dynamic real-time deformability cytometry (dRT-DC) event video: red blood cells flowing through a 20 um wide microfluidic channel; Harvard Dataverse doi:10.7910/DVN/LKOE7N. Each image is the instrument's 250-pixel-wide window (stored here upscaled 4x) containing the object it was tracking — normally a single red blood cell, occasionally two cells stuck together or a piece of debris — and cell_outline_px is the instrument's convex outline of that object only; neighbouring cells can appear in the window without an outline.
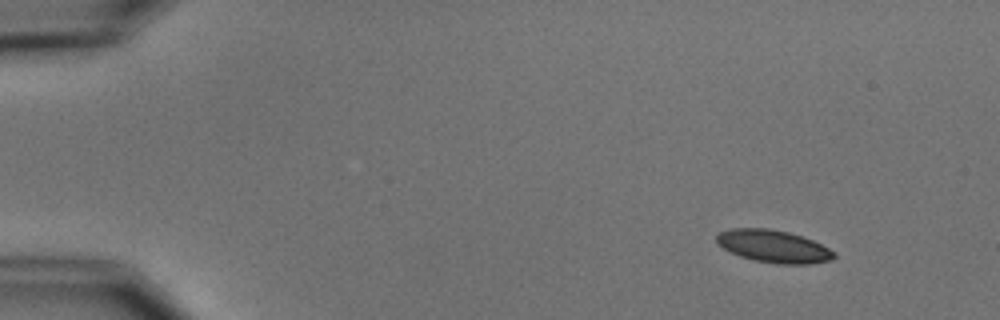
{"species": "common noctule bat (a hibernating species)", "species_latin": "Nyctalus noctula", "temperature_condition": "cold", "stored_images_in_passage": 4, "camera_frame_rate_fps": 3000, "um_per_image_px": 0.085, "animal": {"sex": "male", "body_mass_g": 15.6}, "frame": {"image": 1, "passage_image": 2, "time_ms": 1.333, "image_size_px": [1000, 320], "cell_outline_px": [[836, 256], [832, 260], [808, 264], [776, 264], [752, 260], [740, 256], [716, 244], [716, 236], [720, 232], [732, 228], [768, 228], [788, 232], [812, 240], [836, 252]], "centroid_in_image_um": [65.74, 20.94], "position_along_channel_um": 19.3, "area_um2": 22.25}}